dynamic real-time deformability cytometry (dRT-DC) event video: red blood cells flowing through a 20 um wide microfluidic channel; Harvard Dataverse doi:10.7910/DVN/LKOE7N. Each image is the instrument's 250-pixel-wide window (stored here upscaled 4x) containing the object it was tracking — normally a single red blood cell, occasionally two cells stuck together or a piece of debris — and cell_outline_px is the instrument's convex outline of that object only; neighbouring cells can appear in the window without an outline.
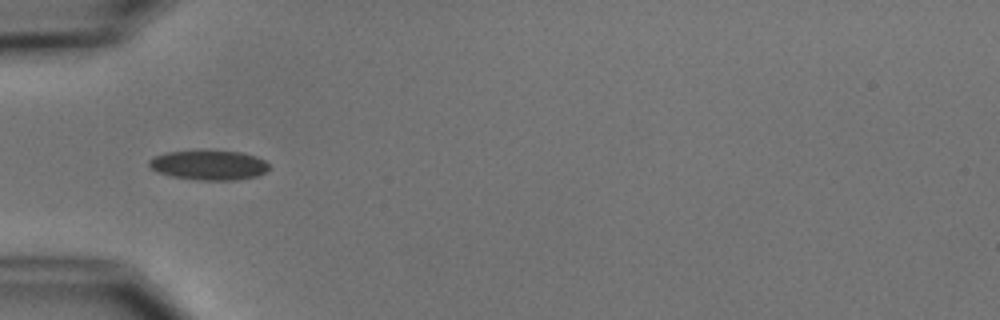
{"species": "common noctule bat (a hibernating species)", "species_latin": "Nyctalus noctula", "temperature_condition": "cold", "stored_images_in_passage": 4, "camera_frame_rate_fps": 3000, "um_per_image_px": 0.085, "animal": {"sex": "male", "body_mass_g": 15.6}, "frame": {"image": 1, "passage_image": 2, "time_ms": 1.0, "image_size_px": [1000, 320], "cell_outline_px": [[268, 168], [264, 172], [256, 176], [236, 180], [196, 180], [172, 176], [160, 172], [152, 168], [148, 164], [148, 160], [152, 156], [168, 152], [240, 152], [256, 156], [264, 160], [268, 164]], "centroid_in_image_um": [17.75, 14.05], "position_along_channel_um": 67.3, "area_um2": 20.23}}
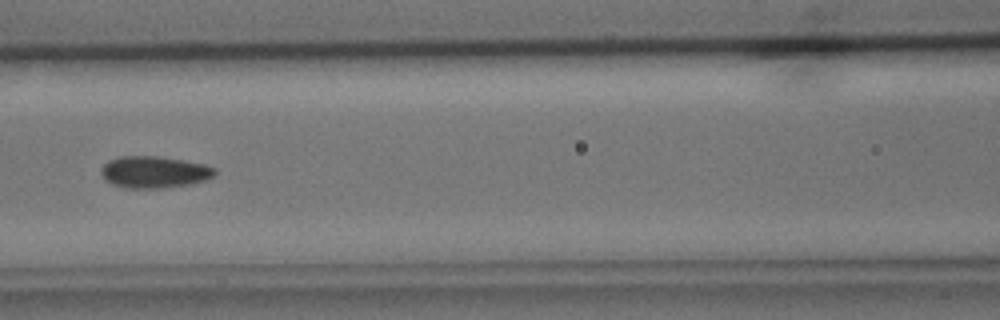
{"frame": {"image": 2, "passage_image": 4, "time_ms": 3.333, "image_size_px": [1000, 320], "cell_outline_px": [[216, 172], [208, 180], [192, 184], [164, 188], [124, 188], [112, 184], [104, 180], [100, 172], [100, 168], [108, 160], [120, 156], [156, 156], [204, 164], [216, 168]], "centroid_in_image_um": [13.08, 14.64], "position_along_channel_um": 153.5, "area_um2": 21.27}}